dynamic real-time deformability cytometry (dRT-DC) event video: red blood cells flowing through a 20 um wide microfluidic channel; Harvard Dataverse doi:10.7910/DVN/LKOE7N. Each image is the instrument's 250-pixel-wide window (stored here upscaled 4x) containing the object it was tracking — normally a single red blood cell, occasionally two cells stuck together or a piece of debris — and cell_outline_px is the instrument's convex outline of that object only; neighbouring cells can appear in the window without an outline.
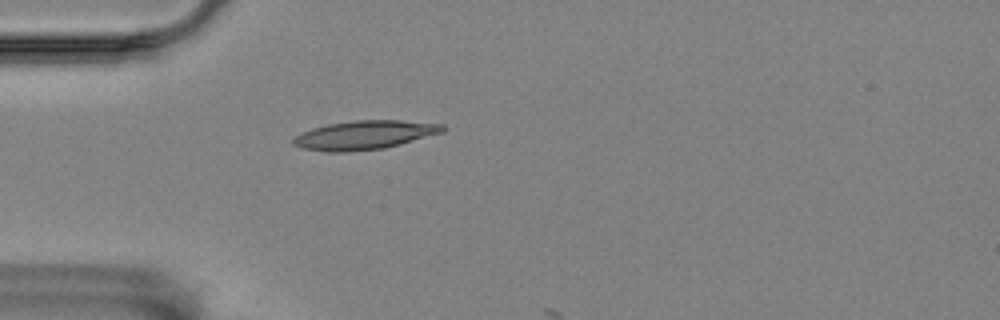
{"species": "Egyptian fruit bat (a non-hibernating species)", "species_latin": "Rousettus aegyptiacus", "temperature_condition": "room temperature", "stored_images_in_passage": 2, "camera_frame_rate_fps": 3000, "um_per_image_px": 0.085, "animal": {"sex": "female"}, "frame": {"image": 1, "passage_image": 1, "time_ms": 0.0, "image_size_px": [1000, 320], "cell_outline_px": [[444, 132], [400, 144], [384, 148], [348, 152], [328, 152], [304, 148], [292, 144], [292, 140], [296, 136], [312, 128], [328, 124], [356, 120], [400, 120], [444, 124]], "centroid_in_image_um": [31.0, 11.47], "position_along_channel_um": 54.0, "area_um2": 24.97}}